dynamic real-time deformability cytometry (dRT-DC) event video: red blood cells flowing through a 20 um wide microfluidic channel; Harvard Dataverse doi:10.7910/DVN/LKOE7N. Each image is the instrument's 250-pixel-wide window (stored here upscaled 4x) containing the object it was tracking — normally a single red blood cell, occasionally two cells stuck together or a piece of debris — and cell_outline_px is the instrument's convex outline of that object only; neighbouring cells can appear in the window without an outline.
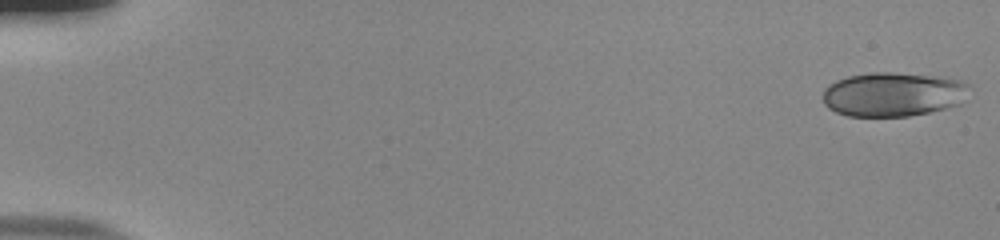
{"species": "human", "species_latin": "Homo sapiens", "temperature_condition": "room temperature", "stored_images_in_passage": 54, "camera_frame_rate_fps": 3000, "um_per_image_px": 0.085, "donor": {"sex": "male"}, "frame": {"image": 1, "passage_image": 1, "time_ms": 0.0, "image_size_px": [1000, 240], "cell_outline_px": [[968, 84], [960, 104], [928, 112], [908, 116], [848, 116], [836, 112], [828, 108], [824, 104], [824, 88], [828, 84], [836, 80], [848, 76], [872, 72], [892, 72], [936, 76], [960, 80]], "centroid_in_image_um": [75.84, 8.01], "position_along_channel_um": 9.2, "area_um2": 37.45}}
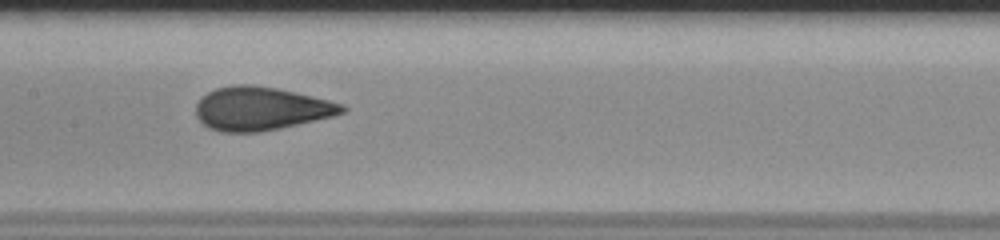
{"frame": {"image": 2, "passage_image": 28, "time_ms": 9.0, "image_size_px": [1000, 240], "cell_outline_px": [[348, 108], [344, 112], [332, 116], [280, 128], [260, 132], [220, 132], [208, 128], [196, 116], [196, 104], [208, 92], [216, 88], [236, 84], [248, 84], [276, 88], [312, 96], [344, 104]], "centroid_in_image_um": [22.16, 9.23], "position_along_channel_um": 185.2, "area_um2": 36.76}}
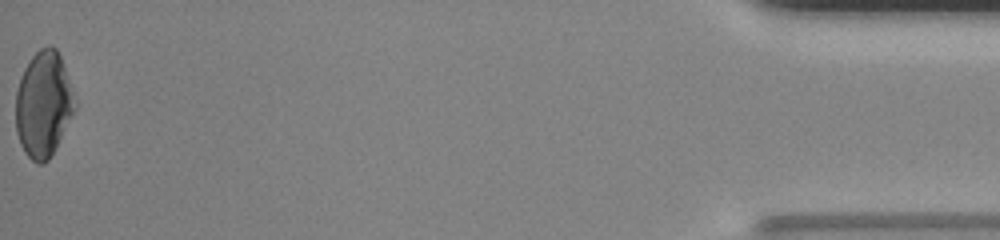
{"frame": {"image": 3, "passage_image": 54, "time_ms": 17.667, "image_size_px": [1000, 240], "cell_outline_px": [[76, 108], [48, 160], [44, 164], [36, 164], [24, 152], [20, 144], [16, 132], [16, 92], [20, 76], [24, 68], [32, 56], [40, 48], [48, 44], [52, 44], [56, 48], [60, 56], [76, 104]], "centroid_in_image_um": [3.66, 8.85], "position_along_channel_um": 431.5, "area_um2": 36.13}}